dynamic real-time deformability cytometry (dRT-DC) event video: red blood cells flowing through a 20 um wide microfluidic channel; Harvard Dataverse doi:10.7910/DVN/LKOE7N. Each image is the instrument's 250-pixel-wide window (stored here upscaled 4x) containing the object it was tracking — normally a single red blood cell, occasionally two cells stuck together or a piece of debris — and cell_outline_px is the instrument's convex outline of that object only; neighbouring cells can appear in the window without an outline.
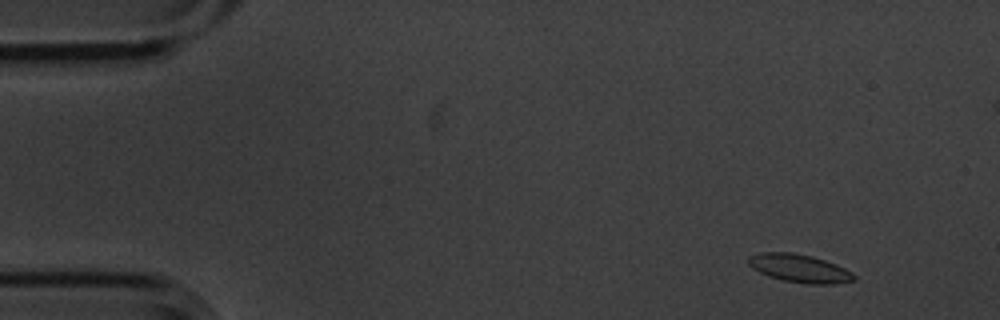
{"species": "common noctule bat (a hibernating species)", "species_latin": "Nyctalus noctula", "temperature_condition": "cold", "stored_images_in_passage": 5, "camera_frame_rate_fps": 3000, "um_per_image_px": 0.085, "animal": {"sex": "male", "body_mass_g": 20.1, "forearm_length_mm": 53.5}, "frame": {"image": 1, "passage_image": 1, "time_ms": 0.0, "image_size_px": [1000, 320], "cell_outline_px": [[856, 280], [832, 284], [808, 284], [784, 280], [768, 276], [752, 268], [748, 264], [748, 256], [760, 252], [792, 252], [812, 256], [836, 264], [852, 272], [856, 276]], "centroid_in_image_um": [67.95, 22.8], "position_along_channel_um": 17.0, "area_um2": 17.34}}